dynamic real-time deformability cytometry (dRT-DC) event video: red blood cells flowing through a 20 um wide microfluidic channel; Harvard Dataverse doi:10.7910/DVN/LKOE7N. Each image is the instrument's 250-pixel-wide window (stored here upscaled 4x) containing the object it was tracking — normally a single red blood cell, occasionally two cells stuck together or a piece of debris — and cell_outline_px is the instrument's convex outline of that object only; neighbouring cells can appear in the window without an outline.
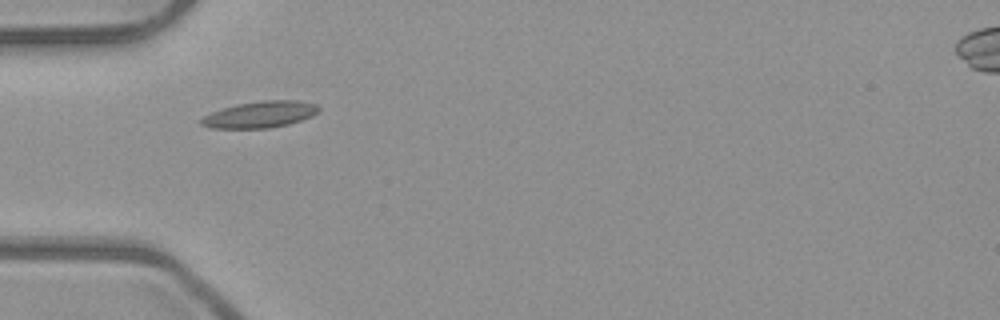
{"species": "common noctule bat (a hibernating species)", "species_latin": "Nyctalus noctula", "temperature_condition": "room temperature", "stored_images_in_passage": 6, "camera_frame_rate_fps": 3000, "um_per_image_px": 0.085, "animal": {"sex": "male", "body_mass_g": 23.1, "forearm_length_mm": 52.7}, "frame": {"image": 1, "passage_image": 4, "time_ms": 1.0, "image_size_px": [1000, 320], "cell_outline_px": [[320, 108], [312, 116], [288, 124], [268, 128], [212, 128], [200, 124], [200, 120], [204, 116], [212, 112], [236, 104], [264, 100], [300, 100], [316, 104]], "centroid_in_image_um": [22.11, 9.72], "position_along_channel_um": 62.9, "area_um2": 17.98}}
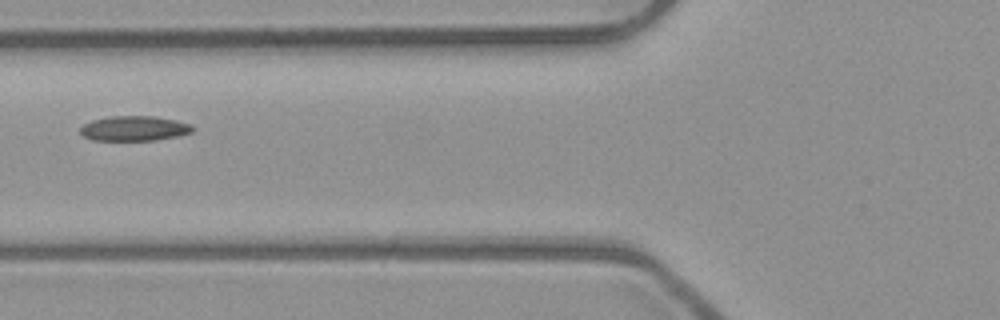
{"frame": {"image": 2, "passage_image": 5, "time_ms": 1.333, "image_size_px": [1000, 320], "cell_outline_px": [[196, 128], [192, 132], [176, 136], [152, 140], [92, 140], [84, 136], [80, 132], [80, 128], [84, 124], [92, 120], [108, 116], [156, 116], [176, 120], [192, 124]], "centroid_in_image_um": [11.43, 10.9], "position_along_channel_um": 114.4, "area_um2": 16.36}}
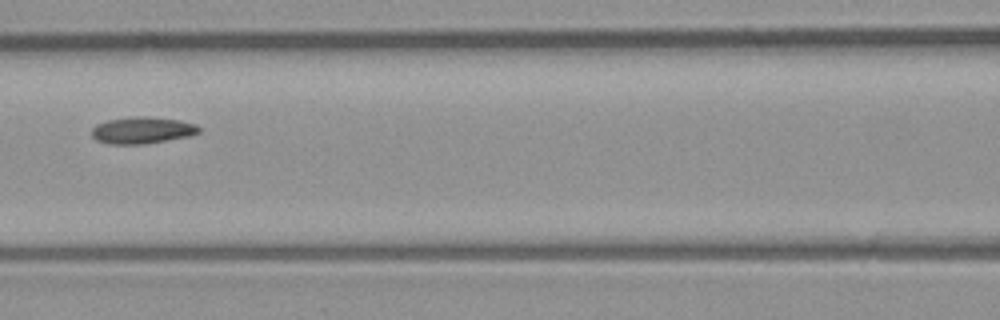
{"frame": {"image": 3, "passage_image": 6, "time_ms": 1.667, "image_size_px": [1000, 320], "cell_outline_px": [[200, 132], [188, 136], [144, 144], [108, 144], [96, 140], [92, 136], [92, 128], [96, 124], [108, 120], [136, 116], [148, 116], [180, 120], [196, 124], [200, 128]], "centroid_in_image_um": [12.08, 11.07], "position_along_channel_um": 154.5, "area_um2": 16.7}}